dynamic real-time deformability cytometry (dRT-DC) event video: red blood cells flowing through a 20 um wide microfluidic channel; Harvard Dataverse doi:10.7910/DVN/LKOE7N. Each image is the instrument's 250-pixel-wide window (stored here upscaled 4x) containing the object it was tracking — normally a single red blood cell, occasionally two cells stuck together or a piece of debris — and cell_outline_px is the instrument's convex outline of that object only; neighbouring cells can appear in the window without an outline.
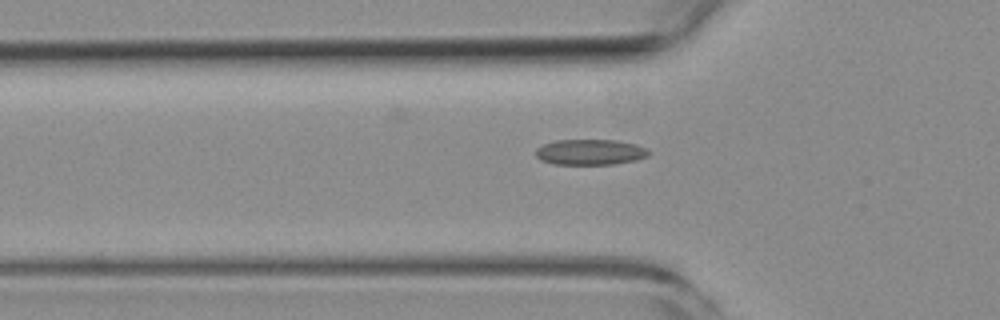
{"species": "common noctule bat (a hibernating species)", "species_latin": "Nyctalus noctula", "temperature_condition": "room temperature", "stored_images_in_passage": 29, "camera_frame_rate_fps": 3000, "um_per_image_px": 0.085, "animal": {"sex": "female", "body_mass_g": 19.3, "forearm_length_mm": 54.1}, "frame": {"image": 1, "passage_image": 3, "time_ms": 0.667, "image_size_px": [1000, 320], "cell_outline_px": [[652, 152], [648, 156], [636, 160], [612, 164], [556, 164], [540, 160], [536, 156], [536, 148], [544, 144], [556, 140], [616, 140], [636, 144], [648, 148]], "centroid_in_image_um": [50.2, 12.92], "position_along_channel_um": 75.6, "area_um2": 16.94}}
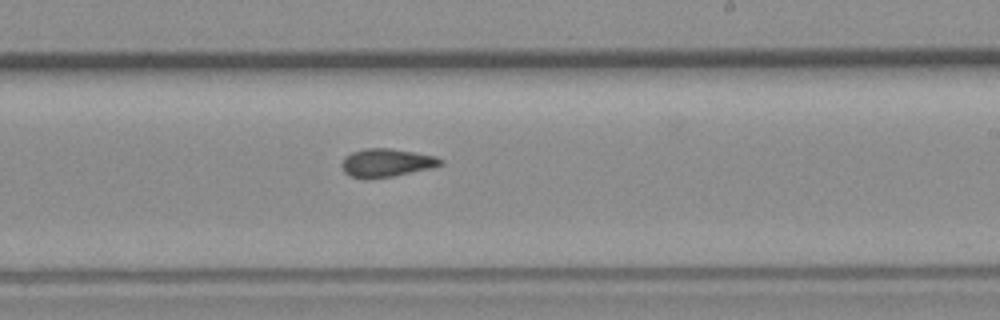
{"frame": {"image": 2, "passage_image": 17, "time_ms": 5.333, "image_size_px": [1000, 320], "cell_outline_px": [[444, 164], [428, 168], [392, 176], [368, 180], [364, 180], [352, 176], [344, 172], [340, 164], [344, 156], [352, 152], [364, 148], [388, 148], [436, 156], [444, 160]], "centroid_in_image_um": [32.79, 13.84], "position_along_channel_um": 256.2, "area_um2": 16.3}}
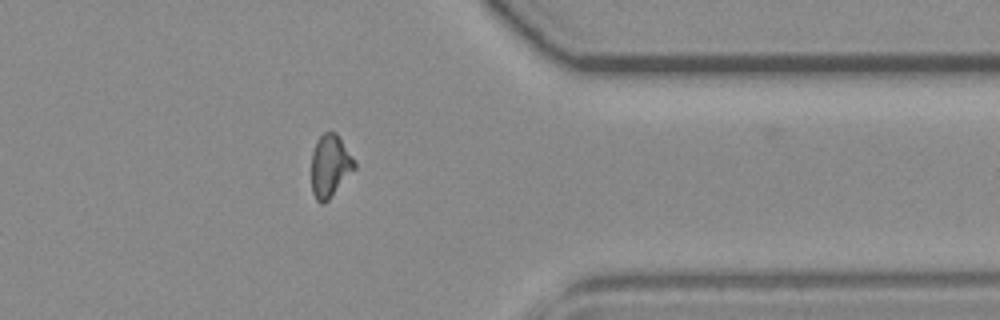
{"frame": {"image": 3, "passage_image": 28, "time_ms": 9.0, "image_size_px": [1000, 320], "cell_outline_px": [[356, 168], [328, 200], [324, 204], [320, 204], [316, 200], [312, 192], [312, 152], [316, 140], [324, 132], [336, 132], [356, 160]], "centroid_in_image_um": [28.06, 14.09], "position_along_channel_um": 383.3, "area_um2": 15.84}}